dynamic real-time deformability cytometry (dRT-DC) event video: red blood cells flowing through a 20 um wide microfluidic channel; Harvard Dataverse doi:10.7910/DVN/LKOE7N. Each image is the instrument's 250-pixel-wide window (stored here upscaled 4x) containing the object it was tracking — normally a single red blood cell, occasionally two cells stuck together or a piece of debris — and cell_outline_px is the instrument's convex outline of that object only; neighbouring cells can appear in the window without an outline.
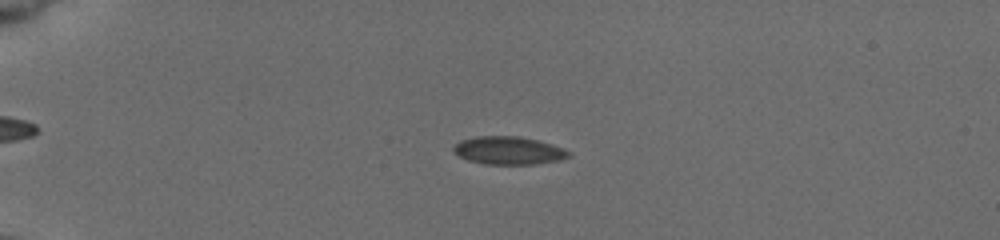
{"species": "common noctule bat (a hibernating species)", "species_latin": "Nyctalus noctula", "temperature_condition": "cold", "stored_images_in_passage": 53, "camera_frame_rate_fps": 3000, "um_per_image_px": 0.085, "animal": {"sex": "female", "body_mass_g": 19.5, "forearm_length_mm": 54.1}, "frame": {"image": 1, "passage_image": 13, "time_ms": 4.0, "image_size_px": [1000, 240], "cell_outline_px": [[572, 152], [568, 156], [560, 160], [532, 164], [484, 164], [468, 160], [460, 156], [452, 148], [460, 140], [476, 136], [520, 136], [536, 140]], "centroid_in_image_um": [43.19, 12.79], "position_along_channel_um": 41.8, "area_um2": 18.44}}
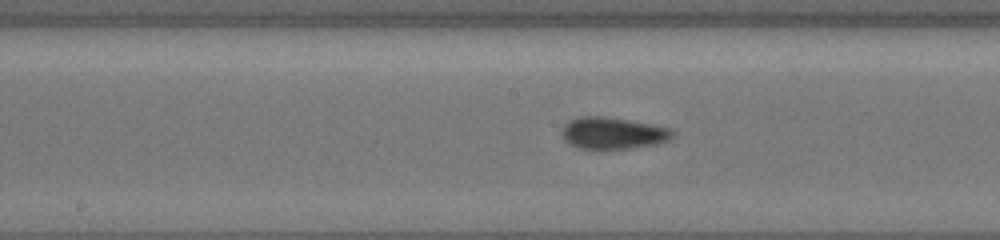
{"frame": {"image": 2, "passage_image": 29, "time_ms": 9.333, "image_size_px": [1000, 240], "cell_outline_px": [[676, 132], [668, 140], [656, 144], [632, 148], [600, 152], [576, 148], [568, 144], [564, 140], [560, 132], [564, 124], [572, 120], [584, 116], [600, 116], [628, 120], [672, 128]], "centroid_in_image_um": [52.05, 11.37], "position_along_channel_um": 196.1, "area_um2": 21.21}}
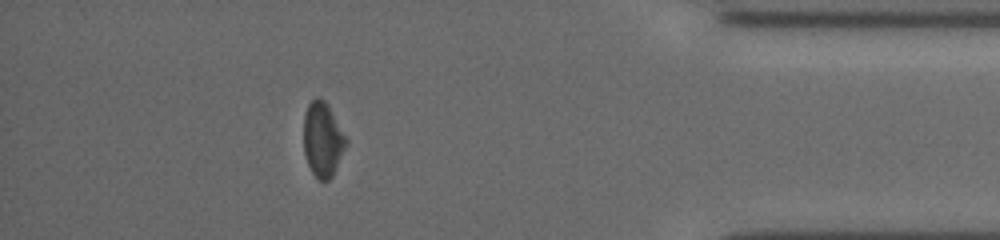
{"frame": {"image": 3, "passage_image": 48, "time_ms": 15.667, "image_size_px": [1000, 240], "cell_outline_px": [[348, 144], [332, 176], [328, 180], [320, 180], [312, 172], [308, 164], [304, 152], [304, 116], [308, 104], [316, 96], [324, 100], [328, 104], [348, 140]], "centroid_in_image_um": [27.44, 11.84], "position_along_channel_um": 407.8, "area_um2": 18.44}, "authors_computed_cell_mechanics": {"area_um2": 18.7272, "velocity_mm_per_s": 3.8606, "shape_relaxation_time_tau1_ms": 3.4234, "shape_relaxation_time_tau2_ms": 3.6754, "deformation_change_tau1": 0.0651, "deformation_change_tau2": 0.0667}}